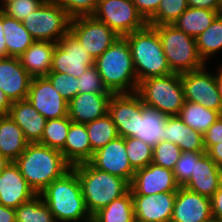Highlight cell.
Masks as SVG:
<instances>
[{"mask_svg": "<svg viewBox=\"0 0 222 222\" xmlns=\"http://www.w3.org/2000/svg\"><path fill=\"white\" fill-rule=\"evenodd\" d=\"M21 22L35 41L57 43L70 31L71 17L57 3L45 0Z\"/></svg>", "mask_w": 222, "mask_h": 222, "instance_id": "ba28073f", "label": "cell"}, {"mask_svg": "<svg viewBox=\"0 0 222 222\" xmlns=\"http://www.w3.org/2000/svg\"><path fill=\"white\" fill-rule=\"evenodd\" d=\"M188 7L204 8L208 10L221 12L222 0H187Z\"/></svg>", "mask_w": 222, "mask_h": 222, "instance_id": "c3c4849f", "label": "cell"}, {"mask_svg": "<svg viewBox=\"0 0 222 222\" xmlns=\"http://www.w3.org/2000/svg\"><path fill=\"white\" fill-rule=\"evenodd\" d=\"M0 222H16L15 209L0 205Z\"/></svg>", "mask_w": 222, "mask_h": 222, "instance_id": "f907efd6", "label": "cell"}, {"mask_svg": "<svg viewBox=\"0 0 222 222\" xmlns=\"http://www.w3.org/2000/svg\"><path fill=\"white\" fill-rule=\"evenodd\" d=\"M93 16L107 24L120 37L147 25L132 0H99Z\"/></svg>", "mask_w": 222, "mask_h": 222, "instance_id": "9c48e42d", "label": "cell"}, {"mask_svg": "<svg viewBox=\"0 0 222 222\" xmlns=\"http://www.w3.org/2000/svg\"><path fill=\"white\" fill-rule=\"evenodd\" d=\"M31 80L19 58H0V89L11 102L27 99Z\"/></svg>", "mask_w": 222, "mask_h": 222, "instance_id": "ac0fdd59", "label": "cell"}, {"mask_svg": "<svg viewBox=\"0 0 222 222\" xmlns=\"http://www.w3.org/2000/svg\"><path fill=\"white\" fill-rule=\"evenodd\" d=\"M206 154L222 169V142L212 145Z\"/></svg>", "mask_w": 222, "mask_h": 222, "instance_id": "681fc988", "label": "cell"}, {"mask_svg": "<svg viewBox=\"0 0 222 222\" xmlns=\"http://www.w3.org/2000/svg\"><path fill=\"white\" fill-rule=\"evenodd\" d=\"M168 116L142 102V115H138L137 133L133 136L152 148L163 141L165 121Z\"/></svg>", "mask_w": 222, "mask_h": 222, "instance_id": "4316f807", "label": "cell"}, {"mask_svg": "<svg viewBox=\"0 0 222 222\" xmlns=\"http://www.w3.org/2000/svg\"><path fill=\"white\" fill-rule=\"evenodd\" d=\"M178 116L187 126L203 135L221 114L201 104L185 100Z\"/></svg>", "mask_w": 222, "mask_h": 222, "instance_id": "1f68e13d", "label": "cell"}, {"mask_svg": "<svg viewBox=\"0 0 222 222\" xmlns=\"http://www.w3.org/2000/svg\"><path fill=\"white\" fill-rule=\"evenodd\" d=\"M187 8V0H162L156 14L147 24L152 27L163 24H173Z\"/></svg>", "mask_w": 222, "mask_h": 222, "instance_id": "8d00e7d4", "label": "cell"}, {"mask_svg": "<svg viewBox=\"0 0 222 222\" xmlns=\"http://www.w3.org/2000/svg\"><path fill=\"white\" fill-rule=\"evenodd\" d=\"M12 105V102L6 96L4 91L0 89V114L8 115L9 109Z\"/></svg>", "mask_w": 222, "mask_h": 222, "instance_id": "f5cc1de1", "label": "cell"}, {"mask_svg": "<svg viewBox=\"0 0 222 222\" xmlns=\"http://www.w3.org/2000/svg\"><path fill=\"white\" fill-rule=\"evenodd\" d=\"M212 220L210 198L185 187L177 190L170 222H210Z\"/></svg>", "mask_w": 222, "mask_h": 222, "instance_id": "e0dca14e", "label": "cell"}, {"mask_svg": "<svg viewBox=\"0 0 222 222\" xmlns=\"http://www.w3.org/2000/svg\"><path fill=\"white\" fill-rule=\"evenodd\" d=\"M36 195L21 175L19 167L11 162L0 176V205L16 209Z\"/></svg>", "mask_w": 222, "mask_h": 222, "instance_id": "d6986e66", "label": "cell"}, {"mask_svg": "<svg viewBox=\"0 0 222 222\" xmlns=\"http://www.w3.org/2000/svg\"><path fill=\"white\" fill-rule=\"evenodd\" d=\"M136 93L145 105L166 116H178L185 101L181 74L178 73L142 80Z\"/></svg>", "mask_w": 222, "mask_h": 222, "instance_id": "52a82bcc", "label": "cell"}, {"mask_svg": "<svg viewBox=\"0 0 222 222\" xmlns=\"http://www.w3.org/2000/svg\"><path fill=\"white\" fill-rule=\"evenodd\" d=\"M12 161H10L6 156L2 155L0 153V176L2 175V172L4 171V169L11 163Z\"/></svg>", "mask_w": 222, "mask_h": 222, "instance_id": "db71d44e", "label": "cell"}, {"mask_svg": "<svg viewBox=\"0 0 222 222\" xmlns=\"http://www.w3.org/2000/svg\"><path fill=\"white\" fill-rule=\"evenodd\" d=\"M205 67L181 74V82L186 101L201 104L207 109L218 111L222 115V99L215 74L206 72Z\"/></svg>", "mask_w": 222, "mask_h": 222, "instance_id": "7c38bea8", "label": "cell"}, {"mask_svg": "<svg viewBox=\"0 0 222 222\" xmlns=\"http://www.w3.org/2000/svg\"><path fill=\"white\" fill-rule=\"evenodd\" d=\"M206 152H182L173 169L177 184L184 187L190 180L197 162Z\"/></svg>", "mask_w": 222, "mask_h": 222, "instance_id": "ab89813d", "label": "cell"}, {"mask_svg": "<svg viewBox=\"0 0 222 222\" xmlns=\"http://www.w3.org/2000/svg\"><path fill=\"white\" fill-rule=\"evenodd\" d=\"M7 57L6 40L3 32V12L0 10V58Z\"/></svg>", "mask_w": 222, "mask_h": 222, "instance_id": "816d5d0a", "label": "cell"}, {"mask_svg": "<svg viewBox=\"0 0 222 222\" xmlns=\"http://www.w3.org/2000/svg\"><path fill=\"white\" fill-rule=\"evenodd\" d=\"M222 184V169L205 153L195 162L194 173L184 186L190 191L211 198Z\"/></svg>", "mask_w": 222, "mask_h": 222, "instance_id": "7402d4cb", "label": "cell"}, {"mask_svg": "<svg viewBox=\"0 0 222 222\" xmlns=\"http://www.w3.org/2000/svg\"><path fill=\"white\" fill-rule=\"evenodd\" d=\"M159 36L168 65L173 73L182 74L205 67L197 51L196 38L174 24L153 26Z\"/></svg>", "mask_w": 222, "mask_h": 222, "instance_id": "8992f818", "label": "cell"}, {"mask_svg": "<svg viewBox=\"0 0 222 222\" xmlns=\"http://www.w3.org/2000/svg\"><path fill=\"white\" fill-rule=\"evenodd\" d=\"M60 151L71 167L90 161L93 152L86 124L71 121L64 147Z\"/></svg>", "mask_w": 222, "mask_h": 222, "instance_id": "d4e9b609", "label": "cell"}, {"mask_svg": "<svg viewBox=\"0 0 222 222\" xmlns=\"http://www.w3.org/2000/svg\"><path fill=\"white\" fill-rule=\"evenodd\" d=\"M79 93H112L103 85L95 66L89 67L78 77Z\"/></svg>", "mask_w": 222, "mask_h": 222, "instance_id": "7bdbcfd3", "label": "cell"}, {"mask_svg": "<svg viewBox=\"0 0 222 222\" xmlns=\"http://www.w3.org/2000/svg\"><path fill=\"white\" fill-rule=\"evenodd\" d=\"M28 144L21 128L9 115H4L0 121V153L14 162Z\"/></svg>", "mask_w": 222, "mask_h": 222, "instance_id": "83f0119b", "label": "cell"}, {"mask_svg": "<svg viewBox=\"0 0 222 222\" xmlns=\"http://www.w3.org/2000/svg\"><path fill=\"white\" fill-rule=\"evenodd\" d=\"M179 188L173 170L153 163L136 170L130 183L132 196L177 192Z\"/></svg>", "mask_w": 222, "mask_h": 222, "instance_id": "4fadbf2b", "label": "cell"}, {"mask_svg": "<svg viewBox=\"0 0 222 222\" xmlns=\"http://www.w3.org/2000/svg\"><path fill=\"white\" fill-rule=\"evenodd\" d=\"M176 192L132 196L135 219L141 222H170Z\"/></svg>", "mask_w": 222, "mask_h": 222, "instance_id": "ffe728a7", "label": "cell"}, {"mask_svg": "<svg viewBox=\"0 0 222 222\" xmlns=\"http://www.w3.org/2000/svg\"><path fill=\"white\" fill-rule=\"evenodd\" d=\"M113 93H78L68 103V117L72 122L86 124L108 113Z\"/></svg>", "mask_w": 222, "mask_h": 222, "instance_id": "44dd1931", "label": "cell"}, {"mask_svg": "<svg viewBox=\"0 0 222 222\" xmlns=\"http://www.w3.org/2000/svg\"><path fill=\"white\" fill-rule=\"evenodd\" d=\"M46 77L68 103L79 93L78 78L72 75L49 72Z\"/></svg>", "mask_w": 222, "mask_h": 222, "instance_id": "60d3db41", "label": "cell"}, {"mask_svg": "<svg viewBox=\"0 0 222 222\" xmlns=\"http://www.w3.org/2000/svg\"><path fill=\"white\" fill-rule=\"evenodd\" d=\"M94 66L101 76L103 85L113 94L137 91L138 80L131 51L125 37L118 38L97 57L94 60Z\"/></svg>", "mask_w": 222, "mask_h": 222, "instance_id": "3957f363", "label": "cell"}, {"mask_svg": "<svg viewBox=\"0 0 222 222\" xmlns=\"http://www.w3.org/2000/svg\"><path fill=\"white\" fill-rule=\"evenodd\" d=\"M86 129L93 153L119 136L117 127L108 113L101 118L86 123Z\"/></svg>", "mask_w": 222, "mask_h": 222, "instance_id": "d6a6232c", "label": "cell"}, {"mask_svg": "<svg viewBox=\"0 0 222 222\" xmlns=\"http://www.w3.org/2000/svg\"><path fill=\"white\" fill-rule=\"evenodd\" d=\"M197 51L203 62L222 49V15L219 14L212 24L196 37Z\"/></svg>", "mask_w": 222, "mask_h": 222, "instance_id": "836d02e7", "label": "cell"}, {"mask_svg": "<svg viewBox=\"0 0 222 222\" xmlns=\"http://www.w3.org/2000/svg\"><path fill=\"white\" fill-rule=\"evenodd\" d=\"M210 199L213 220L222 222V184Z\"/></svg>", "mask_w": 222, "mask_h": 222, "instance_id": "7dc6e473", "label": "cell"}, {"mask_svg": "<svg viewBox=\"0 0 222 222\" xmlns=\"http://www.w3.org/2000/svg\"><path fill=\"white\" fill-rule=\"evenodd\" d=\"M152 153L151 163L173 170L182 151L176 144L163 140L154 146Z\"/></svg>", "mask_w": 222, "mask_h": 222, "instance_id": "f35d334b", "label": "cell"}, {"mask_svg": "<svg viewBox=\"0 0 222 222\" xmlns=\"http://www.w3.org/2000/svg\"><path fill=\"white\" fill-rule=\"evenodd\" d=\"M163 140L176 144L182 152H206L203 135L187 126L179 116H168Z\"/></svg>", "mask_w": 222, "mask_h": 222, "instance_id": "cb8c5ba5", "label": "cell"}, {"mask_svg": "<svg viewBox=\"0 0 222 222\" xmlns=\"http://www.w3.org/2000/svg\"><path fill=\"white\" fill-rule=\"evenodd\" d=\"M56 222H92L77 173L71 168L39 194ZM82 221V222H83Z\"/></svg>", "mask_w": 222, "mask_h": 222, "instance_id": "7a4b0ae2", "label": "cell"}, {"mask_svg": "<svg viewBox=\"0 0 222 222\" xmlns=\"http://www.w3.org/2000/svg\"><path fill=\"white\" fill-rule=\"evenodd\" d=\"M1 2H2V7L0 8V10L6 5V4H8V3H10V2H12V1H14V0H0Z\"/></svg>", "mask_w": 222, "mask_h": 222, "instance_id": "9f6ffc18", "label": "cell"}, {"mask_svg": "<svg viewBox=\"0 0 222 222\" xmlns=\"http://www.w3.org/2000/svg\"><path fill=\"white\" fill-rule=\"evenodd\" d=\"M219 14L218 11L188 7L173 24L187 35L196 38Z\"/></svg>", "mask_w": 222, "mask_h": 222, "instance_id": "f546056e", "label": "cell"}, {"mask_svg": "<svg viewBox=\"0 0 222 222\" xmlns=\"http://www.w3.org/2000/svg\"><path fill=\"white\" fill-rule=\"evenodd\" d=\"M70 32L94 60L120 38L107 24L93 15L71 18Z\"/></svg>", "mask_w": 222, "mask_h": 222, "instance_id": "30bf717a", "label": "cell"}, {"mask_svg": "<svg viewBox=\"0 0 222 222\" xmlns=\"http://www.w3.org/2000/svg\"><path fill=\"white\" fill-rule=\"evenodd\" d=\"M219 72L216 73L217 75H215V80L217 83V87L219 90V93L221 95V99H222V66L220 67V69L218 70Z\"/></svg>", "mask_w": 222, "mask_h": 222, "instance_id": "11a10c76", "label": "cell"}, {"mask_svg": "<svg viewBox=\"0 0 222 222\" xmlns=\"http://www.w3.org/2000/svg\"><path fill=\"white\" fill-rule=\"evenodd\" d=\"M3 32L7 57H19L35 41L21 21L3 13Z\"/></svg>", "mask_w": 222, "mask_h": 222, "instance_id": "f1b7e54d", "label": "cell"}, {"mask_svg": "<svg viewBox=\"0 0 222 222\" xmlns=\"http://www.w3.org/2000/svg\"><path fill=\"white\" fill-rule=\"evenodd\" d=\"M71 168L80 180L85 205L91 216L130 190L127 180L94 168L89 162Z\"/></svg>", "mask_w": 222, "mask_h": 222, "instance_id": "5b68a950", "label": "cell"}, {"mask_svg": "<svg viewBox=\"0 0 222 222\" xmlns=\"http://www.w3.org/2000/svg\"><path fill=\"white\" fill-rule=\"evenodd\" d=\"M56 43L34 41L18 58L21 66L32 78L46 77L52 65V56Z\"/></svg>", "mask_w": 222, "mask_h": 222, "instance_id": "484cf974", "label": "cell"}, {"mask_svg": "<svg viewBox=\"0 0 222 222\" xmlns=\"http://www.w3.org/2000/svg\"><path fill=\"white\" fill-rule=\"evenodd\" d=\"M127 156L132 168L136 171L152 162L153 148L140 139L125 138Z\"/></svg>", "mask_w": 222, "mask_h": 222, "instance_id": "74e56055", "label": "cell"}, {"mask_svg": "<svg viewBox=\"0 0 222 222\" xmlns=\"http://www.w3.org/2000/svg\"><path fill=\"white\" fill-rule=\"evenodd\" d=\"M220 142H222V115L203 134L205 151Z\"/></svg>", "mask_w": 222, "mask_h": 222, "instance_id": "f6af8a7d", "label": "cell"}, {"mask_svg": "<svg viewBox=\"0 0 222 222\" xmlns=\"http://www.w3.org/2000/svg\"><path fill=\"white\" fill-rule=\"evenodd\" d=\"M162 0H132L137 11L148 22L155 14Z\"/></svg>", "mask_w": 222, "mask_h": 222, "instance_id": "bcb514c9", "label": "cell"}, {"mask_svg": "<svg viewBox=\"0 0 222 222\" xmlns=\"http://www.w3.org/2000/svg\"><path fill=\"white\" fill-rule=\"evenodd\" d=\"M16 222H56L40 195L15 209Z\"/></svg>", "mask_w": 222, "mask_h": 222, "instance_id": "e575fe53", "label": "cell"}, {"mask_svg": "<svg viewBox=\"0 0 222 222\" xmlns=\"http://www.w3.org/2000/svg\"><path fill=\"white\" fill-rule=\"evenodd\" d=\"M129 45L138 83L173 73L162 49L157 30L146 25L124 36Z\"/></svg>", "mask_w": 222, "mask_h": 222, "instance_id": "277c9868", "label": "cell"}, {"mask_svg": "<svg viewBox=\"0 0 222 222\" xmlns=\"http://www.w3.org/2000/svg\"><path fill=\"white\" fill-rule=\"evenodd\" d=\"M27 99L47 120L68 116V102L47 77L32 78Z\"/></svg>", "mask_w": 222, "mask_h": 222, "instance_id": "5bb4252c", "label": "cell"}, {"mask_svg": "<svg viewBox=\"0 0 222 222\" xmlns=\"http://www.w3.org/2000/svg\"><path fill=\"white\" fill-rule=\"evenodd\" d=\"M8 115L21 128L29 143L41 140L47 119L38 113L28 99L12 102Z\"/></svg>", "mask_w": 222, "mask_h": 222, "instance_id": "603a6c76", "label": "cell"}, {"mask_svg": "<svg viewBox=\"0 0 222 222\" xmlns=\"http://www.w3.org/2000/svg\"><path fill=\"white\" fill-rule=\"evenodd\" d=\"M134 220L133 199L130 190L92 215V222H133Z\"/></svg>", "mask_w": 222, "mask_h": 222, "instance_id": "4dcf8cb0", "label": "cell"}, {"mask_svg": "<svg viewBox=\"0 0 222 222\" xmlns=\"http://www.w3.org/2000/svg\"><path fill=\"white\" fill-rule=\"evenodd\" d=\"M60 5L71 17L93 15L98 7L99 0H50Z\"/></svg>", "mask_w": 222, "mask_h": 222, "instance_id": "b9f144b4", "label": "cell"}, {"mask_svg": "<svg viewBox=\"0 0 222 222\" xmlns=\"http://www.w3.org/2000/svg\"><path fill=\"white\" fill-rule=\"evenodd\" d=\"M45 0H14L6 4L1 11L7 16L23 21L34 12Z\"/></svg>", "mask_w": 222, "mask_h": 222, "instance_id": "ee69618b", "label": "cell"}, {"mask_svg": "<svg viewBox=\"0 0 222 222\" xmlns=\"http://www.w3.org/2000/svg\"><path fill=\"white\" fill-rule=\"evenodd\" d=\"M108 114L117 127L119 136L133 137L137 133L138 115H142V100L136 92L113 94Z\"/></svg>", "mask_w": 222, "mask_h": 222, "instance_id": "9a60e30c", "label": "cell"}, {"mask_svg": "<svg viewBox=\"0 0 222 222\" xmlns=\"http://www.w3.org/2000/svg\"><path fill=\"white\" fill-rule=\"evenodd\" d=\"M14 163L37 195L71 169L60 150L39 143H29Z\"/></svg>", "mask_w": 222, "mask_h": 222, "instance_id": "6da1fadb", "label": "cell"}, {"mask_svg": "<svg viewBox=\"0 0 222 222\" xmlns=\"http://www.w3.org/2000/svg\"><path fill=\"white\" fill-rule=\"evenodd\" d=\"M89 163L101 171L123 178L131 183L135 170L132 168L125 147V138L118 136L93 153Z\"/></svg>", "mask_w": 222, "mask_h": 222, "instance_id": "2e32d148", "label": "cell"}, {"mask_svg": "<svg viewBox=\"0 0 222 222\" xmlns=\"http://www.w3.org/2000/svg\"><path fill=\"white\" fill-rule=\"evenodd\" d=\"M71 119L68 116L47 120L41 140V145L61 150L64 147L70 128Z\"/></svg>", "mask_w": 222, "mask_h": 222, "instance_id": "d590c367", "label": "cell"}, {"mask_svg": "<svg viewBox=\"0 0 222 222\" xmlns=\"http://www.w3.org/2000/svg\"><path fill=\"white\" fill-rule=\"evenodd\" d=\"M92 66L94 58L70 31L56 43L50 72L67 73L78 78Z\"/></svg>", "mask_w": 222, "mask_h": 222, "instance_id": "8fae6325", "label": "cell"}]
</instances>
